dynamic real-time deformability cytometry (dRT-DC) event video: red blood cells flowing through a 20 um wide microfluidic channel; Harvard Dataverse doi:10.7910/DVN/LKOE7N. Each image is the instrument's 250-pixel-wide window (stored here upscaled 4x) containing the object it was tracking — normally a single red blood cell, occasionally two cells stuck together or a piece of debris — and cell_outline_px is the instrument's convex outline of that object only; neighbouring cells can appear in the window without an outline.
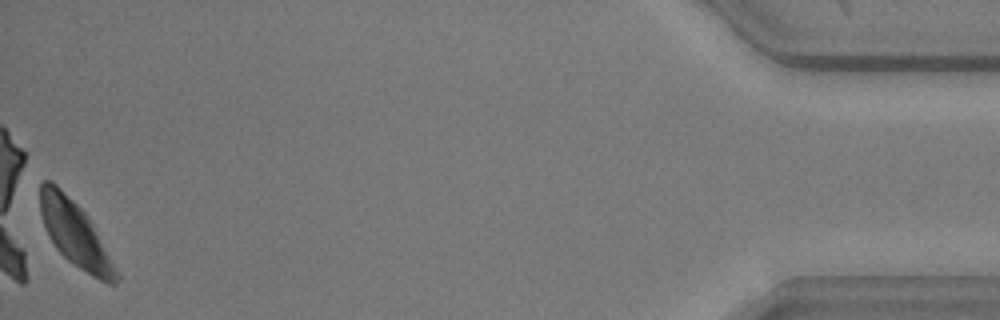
{"species": "common noctule bat (a hibernating species)", "species_latin": "Nyctalus noctula", "temperature_condition": "warm", "stored_images_in_passage": 39, "camera_frame_rate_fps": 3000, "um_per_image_px": 0.085, "animal": {"sex": "male", "body_mass_g": 20.5, "forearm_length_mm": 52.5}, "frame": {"image": 1, "passage_image": 39, "time_ms": 12.667, "image_size_px": [1000, 320], "cell_outline_px": [[120, 276], [116, 284], [108, 284], [92, 276], [72, 264], [56, 248], [48, 236], [40, 212], [40, 184], [44, 180], [52, 180], [88, 216], [120, 272]], "centroid_in_image_um": [6.41, 19.91], "position_along_channel_um": 428.8, "area_um2": 28.84}}